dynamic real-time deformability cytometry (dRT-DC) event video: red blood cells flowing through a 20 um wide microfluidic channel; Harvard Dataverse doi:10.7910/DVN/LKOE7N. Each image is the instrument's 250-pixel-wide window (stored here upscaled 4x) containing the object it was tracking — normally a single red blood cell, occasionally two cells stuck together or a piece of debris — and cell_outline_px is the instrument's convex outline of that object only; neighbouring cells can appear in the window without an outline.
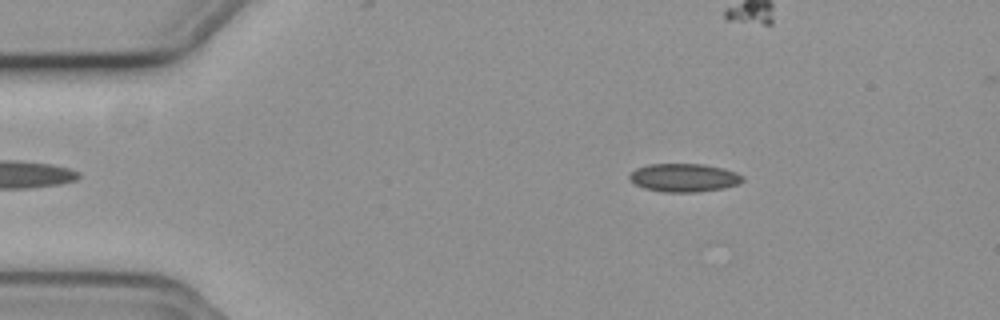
{"species": "common noctule bat (a hibernating species)", "species_latin": "Nyctalus noctula", "temperature_condition": "cold", "stored_images_in_passage": 15, "camera_frame_rate_fps": 3000, "um_per_image_px": 0.085, "animal": {"sex": "female", "body_mass_g": 19.3, "forearm_length_mm": 54.1}, "frame": {"image": 1, "passage_image": 3, "time_ms": 0.667, "image_size_px": [1000, 320], "cell_outline_px": [[744, 180], [736, 184], [724, 188], [696, 192], [664, 192], [644, 188], [636, 184], [628, 176], [636, 168], [648, 164], [704, 164], [736, 172], [744, 176]], "centroid_in_image_um": [58.14, 15.1], "position_along_channel_um": 26.9, "area_um2": 18.5}}